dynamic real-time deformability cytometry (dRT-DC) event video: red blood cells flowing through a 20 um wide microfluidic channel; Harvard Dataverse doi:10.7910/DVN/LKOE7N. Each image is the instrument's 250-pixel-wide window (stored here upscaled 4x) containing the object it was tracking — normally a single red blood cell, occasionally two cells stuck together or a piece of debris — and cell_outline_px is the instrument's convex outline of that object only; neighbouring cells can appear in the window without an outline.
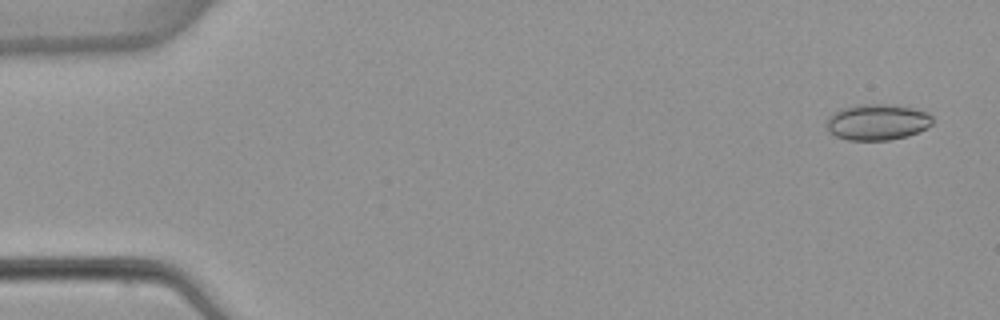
{"species": "common noctule bat (a hibernating species)", "species_latin": "Nyctalus noctula", "temperature_condition": "warm", "stored_images_in_passage": 6, "camera_frame_rate_fps": 3000, "um_per_image_px": 0.085, "animal": {"sex": "female", "body_mass_g": 22.7, "forearm_length_mm": 54.2}, "frame": {"image": 1, "passage_image": 1, "time_ms": 0.0, "image_size_px": [1000, 320], "cell_outline_px": [[932, 124], [908, 136], [888, 140], [848, 140], [836, 136], [828, 132], [824, 124], [828, 116], [840, 108], [864, 104], [896, 104], [928, 112], [932, 116]], "centroid_in_image_um": [74.52, 10.37], "position_along_channel_um": 10.5, "area_um2": 22.48}}
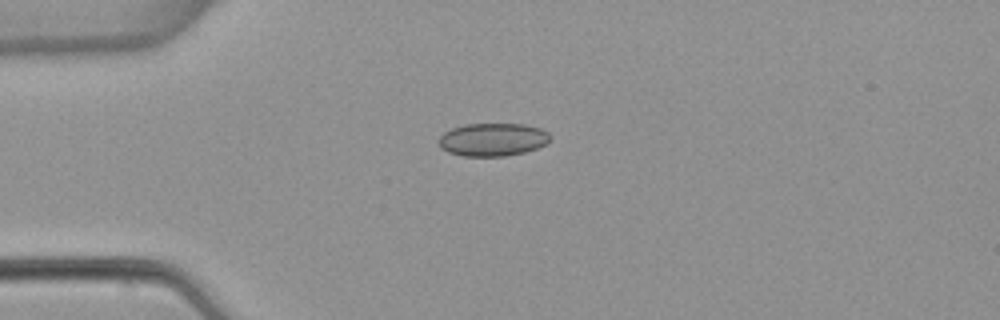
{"frame": {"image": 2, "passage_image": 4, "time_ms": 3.667, "image_size_px": [1000, 320], "cell_outline_px": [[552, 136], [544, 144], [536, 148], [524, 152], [504, 156], [464, 156], [448, 152], [440, 148], [436, 140], [444, 132], [452, 128], [464, 124], [524, 124], [540, 128], [548, 132]], "centroid_in_image_um": [41.84, 11.86], "position_along_channel_um": 43.2, "area_um2": 21.5}}
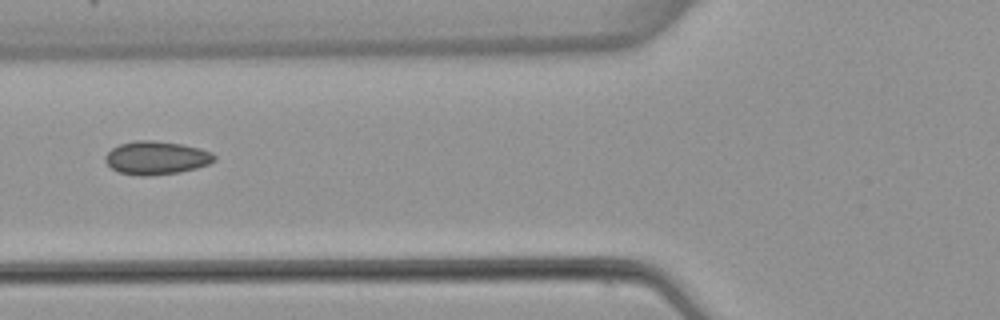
{"frame": {"image": 3, "passage_image": 6, "time_ms": 6.0, "image_size_px": [1000, 320], "cell_outline_px": [[216, 160], [208, 164], [196, 168], [180, 172], [148, 176], [140, 176], [116, 172], [104, 160], [104, 156], [112, 148], [120, 144], [136, 140], [152, 140], [180, 144], [200, 148], [212, 152], [216, 156]], "centroid_in_image_um": [13.28, 13.42], "position_along_channel_um": 112.5, "area_um2": 21.27}}